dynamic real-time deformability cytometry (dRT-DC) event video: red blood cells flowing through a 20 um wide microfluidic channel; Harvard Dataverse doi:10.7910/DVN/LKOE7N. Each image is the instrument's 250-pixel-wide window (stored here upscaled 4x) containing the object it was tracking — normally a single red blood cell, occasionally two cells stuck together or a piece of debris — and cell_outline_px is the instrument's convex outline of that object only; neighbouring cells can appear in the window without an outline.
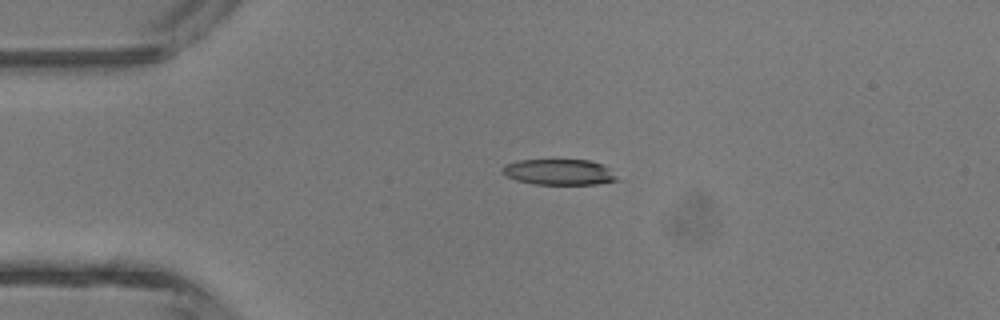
{"species": "common noctule bat (a hibernating species)", "species_latin": "Nyctalus noctula", "temperature_condition": "room temperature", "stored_images_in_passage": 4, "camera_frame_rate_fps": 3000, "um_per_image_px": 0.085, "animal": {"sex": "male", "body_mass_g": 13.3}, "frame": {"image": 1, "passage_image": 3, "time_ms": 2.0, "image_size_px": [1000, 320], "cell_outline_px": [[620, 180], [596, 184], [536, 184], [516, 180], [500, 172], [504, 164], [516, 160], [588, 160], [604, 164]], "centroid_in_image_um": [47.51, 14.62], "position_along_channel_um": 37.5, "area_um2": 17.22}}